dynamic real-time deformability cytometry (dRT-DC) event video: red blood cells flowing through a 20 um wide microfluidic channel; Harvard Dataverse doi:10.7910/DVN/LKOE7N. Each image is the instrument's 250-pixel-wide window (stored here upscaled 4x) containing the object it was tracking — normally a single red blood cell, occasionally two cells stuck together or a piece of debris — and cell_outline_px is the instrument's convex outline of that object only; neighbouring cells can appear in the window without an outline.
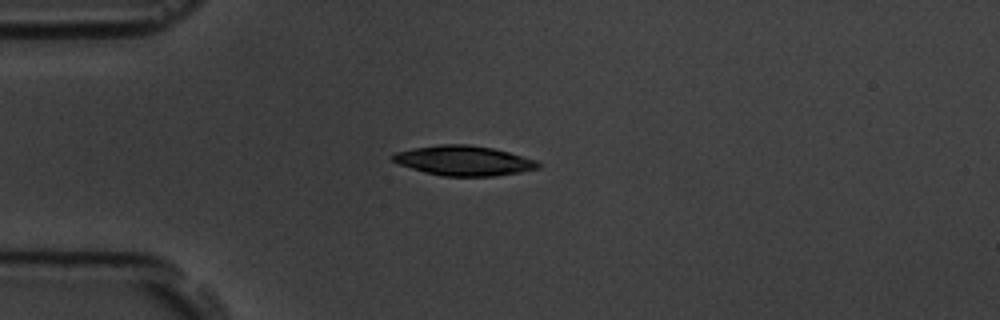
{"species": "common noctule bat (a hibernating species)", "species_latin": "Nyctalus noctula", "temperature_condition": "room temperature", "stored_images_in_passage": 6, "camera_frame_rate_fps": 3000, "um_per_image_px": 0.085, "animal": {"sex": "male", "body_mass_g": 19.5, "forearm_length_mm": 54.6}, "frame": {"image": 1, "passage_image": 2, "time_ms": 1.0, "image_size_px": [1000, 320], "cell_outline_px": [[540, 168], [520, 172], [496, 176], [444, 176], [424, 172], [400, 164], [392, 160], [392, 156], [396, 152], [412, 148], [440, 144], [468, 144], [492, 148], [508, 152], [536, 160], [540, 164]], "centroid_in_image_um": [39.43, 13.65], "position_along_channel_um": 45.6, "area_um2": 25.14}}
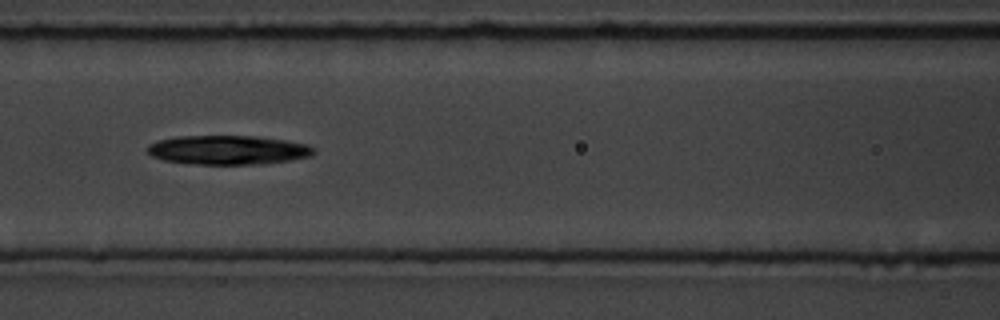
{"frame": {"image": 2, "passage_image": 5, "time_ms": 4.333, "image_size_px": [1000, 320], "cell_outline_px": [[316, 152], [312, 156], [288, 160], [260, 164], [196, 164], [164, 160], [152, 156], [148, 152], [148, 144], [160, 140], [176, 136], [256, 136], [284, 140], [308, 144], [316, 148]], "centroid_in_image_um": [19.42, 12.74], "position_along_channel_um": 147.2, "area_um2": 28.21}}
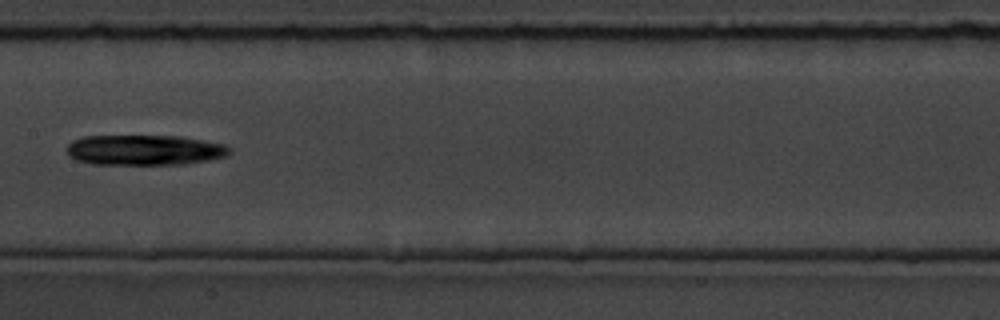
{"frame": {"image": 3, "passage_image": 6, "time_ms": 5.667, "image_size_px": [1000, 320], "cell_outline_px": [[232, 152], [228, 156], [208, 160], [184, 164], [92, 164], [76, 160], [68, 156], [68, 144], [72, 140], [80, 136], [180, 136], [224, 144], [232, 148]], "centroid_in_image_um": [12.29, 12.75], "position_along_channel_um": 195.1, "area_um2": 28.96}}